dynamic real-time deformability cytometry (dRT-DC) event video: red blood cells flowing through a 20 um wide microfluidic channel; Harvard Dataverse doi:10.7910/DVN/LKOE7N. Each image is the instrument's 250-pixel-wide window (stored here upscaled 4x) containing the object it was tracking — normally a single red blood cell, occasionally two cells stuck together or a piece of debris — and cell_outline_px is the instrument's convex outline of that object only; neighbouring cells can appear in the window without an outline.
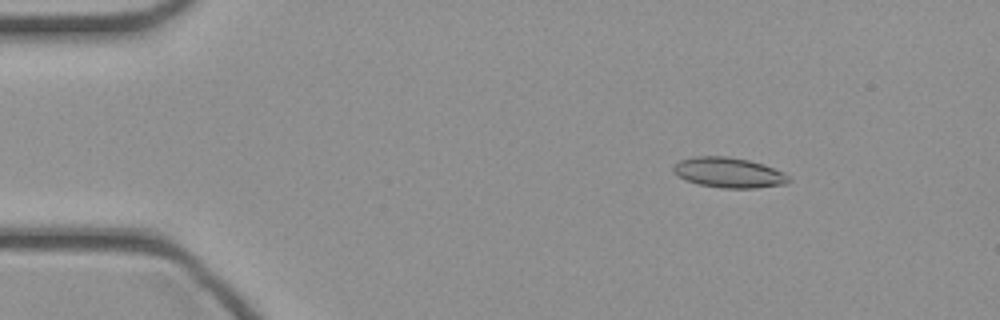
{"species": "common noctule bat (a hibernating species)", "species_latin": "Nyctalus noctula", "temperature_condition": "cold", "stored_images_in_passage": 47, "camera_frame_rate_fps": 3000, "um_per_image_px": 0.085, "animal": {"sex": "female", "body_mass_g": 21.9}, "frame": {"image": 1, "passage_image": 7, "time_ms": 2.0, "image_size_px": [1000, 320], "cell_outline_px": [[788, 184], [756, 188], [724, 188], [700, 184], [688, 180], [680, 176], [672, 168], [680, 160], [696, 156], [724, 156], [748, 160], [764, 164], [784, 172], [788, 176]], "centroid_in_image_um": [62.0, 14.67], "position_along_channel_um": 23.0, "area_um2": 20.0}}
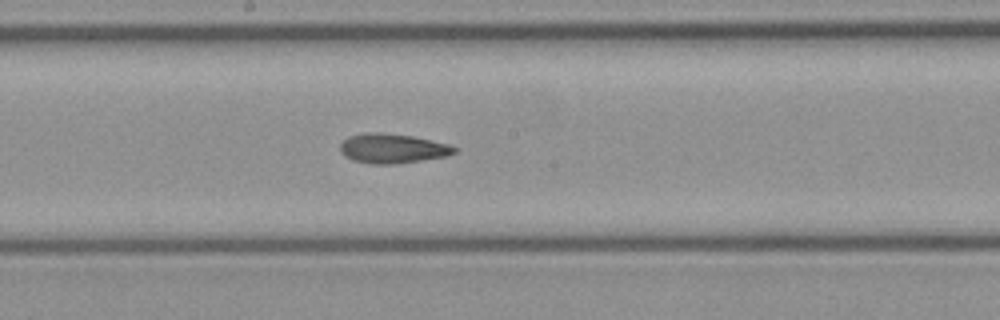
{"frame": {"image": 2, "passage_image": 25, "time_ms": 8.0, "image_size_px": [1000, 320], "cell_outline_px": [[456, 152], [448, 156], [396, 164], [372, 164], [352, 160], [340, 152], [340, 144], [348, 136], [368, 132], [380, 132], [412, 136], [448, 144], [456, 148]], "centroid_in_image_um": [33.34, 12.62], "position_along_channel_um": 214.9, "area_um2": 19.65}}
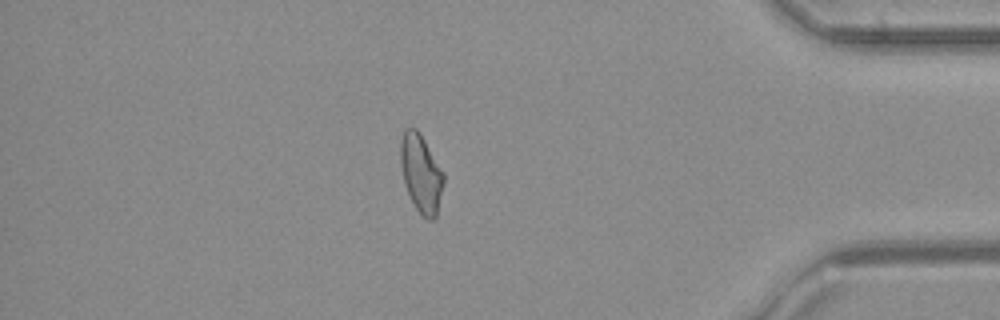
{"frame": {"image": 3, "passage_image": 40, "time_ms": 13.0, "image_size_px": [1000, 320], "cell_outline_px": [[444, 184], [436, 216], [432, 220], [428, 220], [416, 208], [404, 184], [400, 164], [400, 140], [404, 128], [416, 128], [420, 132], [444, 172]], "centroid_in_image_um": [35.79, 14.69], "position_along_channel_um": 399.4, "area_um2": 19.71}}